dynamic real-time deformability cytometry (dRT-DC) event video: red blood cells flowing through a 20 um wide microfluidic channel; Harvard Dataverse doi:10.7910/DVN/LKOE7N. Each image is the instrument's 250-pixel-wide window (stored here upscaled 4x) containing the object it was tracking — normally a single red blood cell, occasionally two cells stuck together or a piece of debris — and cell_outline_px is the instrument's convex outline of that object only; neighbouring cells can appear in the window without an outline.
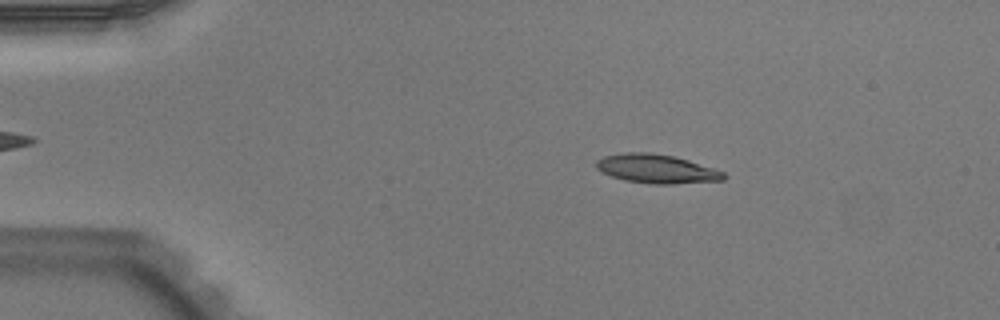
{"species": "Egyptian fruit bat (a non-hibernating species)", "species_latin": "Rousettus aegyptiacus", "temperature_condition": "warm", "stored_images_in_passage": 52, "camera_frame_rate_fps": 3000, "um_per_image_px": 0.085, "animal": {"sex": "male"}, "frame": {"image": 1, "passage_image": 10, "time_ms": 3.0, "image_size_px": [1000, 320], "cell_outline_px": [[728, 176], [724, 180], [672, 184], [656, 184], [624, 180], [612, 176], [596, 168], [596, 160], [604, 156], [624, 152], [652, 152], [676, 156], [724, 172]], "centroid_in_image_um": [55.82, 14.34], "position_along_channel_um": 29.2, "area_um2": 21.44}}
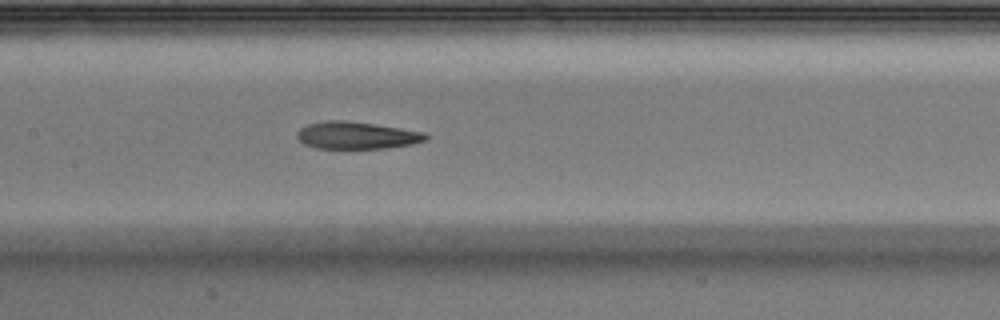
{"frame": {"image": 2, "passage_image": 26, "time_ms": 8.333, "image_size_px": [1000, 320], "cell_outline_px": [[428, 140], [412, 144], [388, 148], [316, 148], [304, 144], [296, 136], [296, 132], [300, 128], [308, 124], [328, 120], [344, 120], [400, 128], [424, 132], [428, 136]], "centroid_in_image_um": [30.31, 11.51], "position_along_channel_um": 177.1, "area_um2": 20.35}}
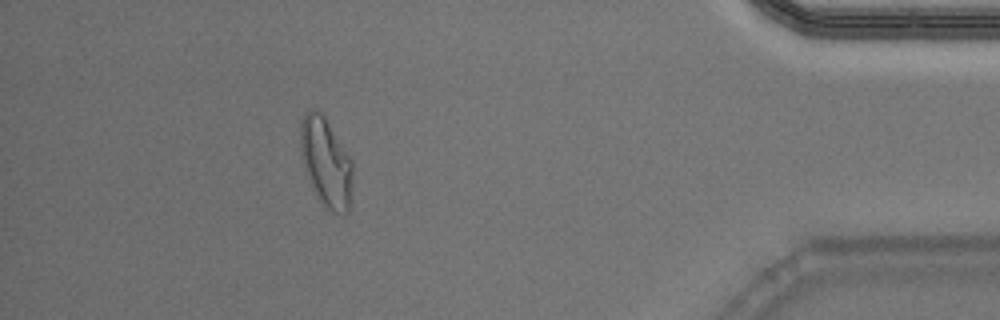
{"frame": {"image": 3, "passage_image": 47, "time_ms": 15.333, "image_size_px": [1000, 320], "cell_outline_px": [[352, 200], [348, 212], [344, 216], [332, 212], [324, 208], [304, 168], [300, 152], [300, 124], [304, 112], [312, 108], [316, 108], [324, 116], [352, 160]], "centroid_in_image_um": [27.72, 13.82], "position_along_channel_um": 407.5, "area_um2": 27.34}, "authors_computed_cell_mechanics": {"area_um2": 21.2126, "velocity_mm_per_s": 3.9491, "shape_relaxation_time_tau1_ms": 5.8752, "shape_relaxation_time_tau2_ms": 1.7312, "deformation_change_tau1": 0.2077, "deformation_change_tau2": 0.1033}}